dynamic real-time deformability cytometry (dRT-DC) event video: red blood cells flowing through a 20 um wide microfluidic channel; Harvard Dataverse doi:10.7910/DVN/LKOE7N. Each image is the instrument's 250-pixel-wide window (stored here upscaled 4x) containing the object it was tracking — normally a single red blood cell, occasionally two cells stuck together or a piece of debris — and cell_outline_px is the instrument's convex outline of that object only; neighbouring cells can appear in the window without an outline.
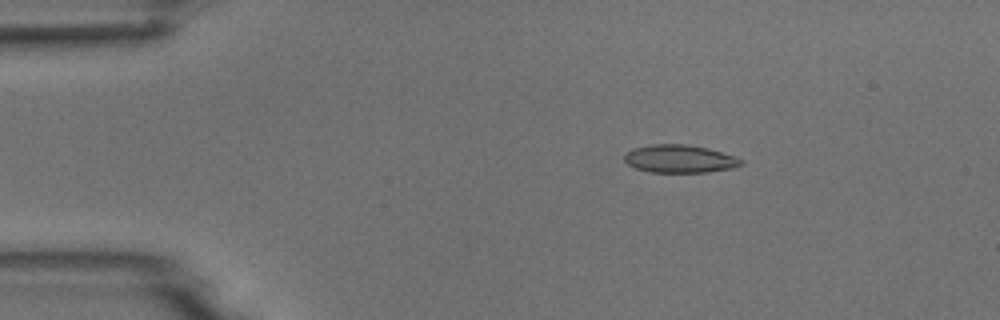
{"species": "common noctule bat (a hibernating species)", "species_latin": "Nyctalus noctula", "temperature_condition": "room temperature", "stored_images_in_passage": 4, "camera_frame_rate_fps": 3000, "um_per_image_px": 0.085, "animal": {"sex": "male", "body_mass_g": 18.8}, "frame": {"image": 1, "passage_image": 2, "time_ms": 1.333, "image_size_px": [1000, 320], "cell_outline_px": [[744, 164], [732, 168], [708, 172], [652, 172], [636, 168], [628, 164], [624, 160], [624, 152], [632, 148], [652, 144], [688, 144], [708, 148], [736, 156], [744, 160]], "centroid_in_image_um": [57.78, 13.49], "position_along_channel_um": 27.2, "area_um2": 19.19}}